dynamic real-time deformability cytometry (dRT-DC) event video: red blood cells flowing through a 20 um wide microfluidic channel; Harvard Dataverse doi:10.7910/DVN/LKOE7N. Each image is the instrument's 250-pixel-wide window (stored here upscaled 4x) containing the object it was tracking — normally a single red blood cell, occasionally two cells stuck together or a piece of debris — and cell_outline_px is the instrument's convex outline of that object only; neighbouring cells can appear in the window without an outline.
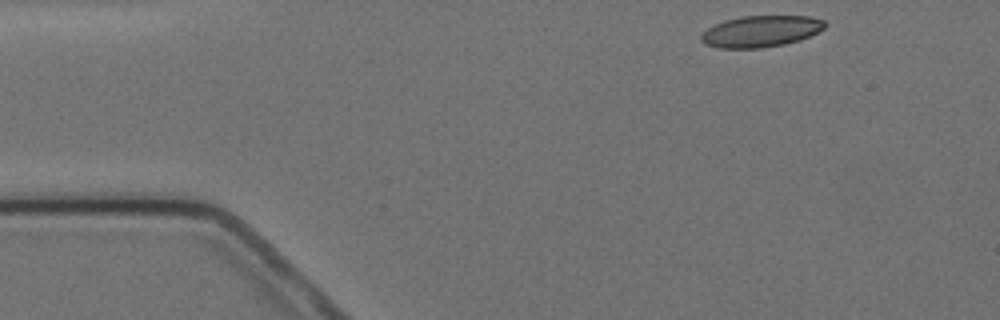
{"species": "Egyptian fruit bat (a non-hibernating species)", "species_latin": "Rousettus aegyptiacus", "temperature_condition": "cold", "stored_images_in_passage": 3, "camera_frame_rate_fps": 3000, "um_per_image_px": 0.085, "animal": {"sex": "female"}, "frame": {"image": 1, "passage_image": 1, "time_ms": 0.0, "image_size_px": [1000, 320], "cell_outline_px": [[828, 24], [824, 28], [800, 40], [784, 44], [760, 48], [716, 48], [704, 44], [700, 40], [700, 36], [708, 28], [724, 20], [740, 16], [808, 16], [824, 20]], "centroid_in_image_um": [64.65, 2.66], "position_along_channel_um": 20.4, "area_um2": 22.66}}
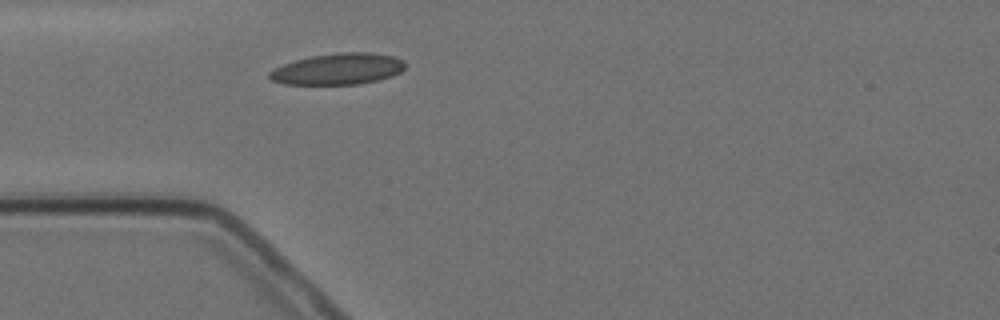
{"frame": {"image": 2, "passage_image": 3, "time_ms": 3.0, "image_size_px": [1000, 320], "cell_outline_px": [[404, 68], [400, 72], [392, 76], [380, 80], [360, 84], [284, 84], [272, 80], [268, 76], [268, 72], [284, 64], [296, 60], [312, 56], [340, 52], [372, 52], [396, 56], [404, 60]], "centroid_in_image_um": [28.78, 5.86], "position_along_channel_um": 56.2, "area_um2": 24.8}}